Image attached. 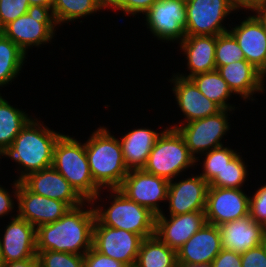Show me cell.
Returning a JSON list of instances; mask_svg holds the SVG:
<instances>
[{"instance_id": "1", "label": "cell", "mask_w": 266, "mask_h": 267, "mask_svg": "<svg viewBox=\"0 0 266 267\" xmlns=\"http://www.w3.org/2000/svg\"><path fill=\"white\" fill-rule=\"evenodd\" d=\"M95 220L91 201L70 208L59 220L36 228V250L84 255L92 248Z\"/></svg>"}, {"instance_id": "2", "label": "cell", "mask_w": 266, "mask_h": 267, "mask_svg": "<svg viewBox=\"0 0 266 267\" xmlns=\"http://www.w3.org/2000/svg\"><path fill=\"white\" fill-rule=\"evenodd\" d=\"M45 122L33 116L5 151L7 161L11 159L15 163V173H18L15 179L19 182L33 172L52 166L54 146L63 133L50 129Z\"/></svg>"}, {"instance_id": "3", "label": "cell", "mask_w": 266, "mask_h": 267, "mask_svg": "<svg viewBox=\"0 0 266 267\" xmlns=\"http://www.w3.org/2000/svg\"><path fill=\"white\" fill-rule=\"evenodd\" d=\"M91 203L96 219L102 225L124 229L140 235L143 239L153 236L155 233L156 215L148 208L128 199L118 189L101 190L91 200Z\"/></svg>"}, {"instance_id": "4", "label": "cell", "mask_w": 266, "mask_h": 267, "mask_svg": "<svg viewBox=\"0 0 266 267\" xmlns=\"http://www.w3.org/2000/svg\"><path fill=\"white\" fill-rule=\"evenodd\" d=\"M95 129L84 140L94 183L101 190L118 189L129 172L119 138L104 125Z\"/></svg>"}, {"instance_id": "5", "label": "cell", "mask_w": 266, "mask_h": 267, "mask_svg": "<svg viewBox=\"0 0 266 267\" xmlns=\"http://www.w3.org/2000/svg\"><path fill=\"white\" fill-rule=\"evenodd\" d=\"M75 137L64 133L59 137L54 146L52 166L85 201H91L101 189L94 183L85 141Z\"/></svg>"}, {"instance_id": "6", "label": "cell", "mask_w": 266, "mask_h": 267, "mask_svg": "<svg viewBox=\"0 0 266 267\" xmlns=\"http://www.w3.org/2000/svg\"><path fill=\"white\" fill-rule=\"evenodd\" d=\"M195 161L196 158L190 153L179 131L166 125L158 136L143 170L172 181L190 169L194 172Z\"/></svg>"}, {"instance_id": "7", "label": "cell", "mask_w": 266, "mask_h": 267, "mask_svg": "<svg viewBox=\"0 0 266 267\" xmlns=\"http://www.w3.org/2000/svg\"><path fill=\"white\" fill-rule=\"evenodd\" d=\"M60 30L52 9L42 5H30L26 14L4 26V36L15 43L28 56L29 51L51 44ZM54 39V40H53Z\"/></svg>"}, {"instance_id": "8", "label": "cell", "mask_w": 266, "mask_h": 267, "mask_svg": "<svg viewBox=\"0 0 266 267\" xmlns=\"http://www.w3.org/2000/svg\"><path fill=\"white\" fill-rule=\"evenodd\" d=\"M235 112L222 109L214 115L179 125L176 129L184 138L190 153L197 158L205 152L226 145L224 139L230 133V117Z\"/></svg>"}, {"instance_id": "9", "label": "cell", "mask_w": 266, "mask_h": 267, "mask_svg": "<svg viewBox=\"0 0 266 267\" xmlns=\"http://www.w3.org/2000/svg\"><path fill=\"white\" fill-rule=\"evenodd\" d=\"M234 13L238 14L230 0H186L185 34L217 36L228 32Z\"/></svg>"}, {"instance_id": "10", "label": "cell", "mask_w": 266, "mask_h": 267, "mask_svg": "<svg viewBox=\"0 0 266 267\" xmlns=\"http://www.w3.org/2000/svg\"><path fill=\"white\" fill-rule=\"evenodd\" d=\"M186 15V0H158L143 15V26L154 40L178 44L186 36Z\"/></svg>"}, {"instance_id": "11", "label": "cell", "mask_w": 266, "mask_h": 267, "mask_svg": "<svg viewBox=\"0 0 266 267\" xmlns=\"http://www.w3.org/2000/svg\"><path fill=\"white\" fill-rule=\"evenodd\" d=\"M168 186L169 181L166 179L138 169L129 170L118 190L128 199L158 215L165 210L163 204L167 201Z\"/></svg>"}, {"instance_id": "12", "label": "cell", "mask_w": 266, "mask_h": 267, "mask_svg": "<svg viewBox=\"0 0 266 267\" xmlns=\"http://www.w3.org/2000/svg\"><path fill=\"white\" fill-rule=\"evenodd\" d=\"M170 77L167 79L170 83L168 86L171 87L172 94L175 96L174 103L183 119L180 121L179 118V122L177 120L176 123L172 121V125L169 124L168 127L176 129L179 125L214 115L222 110L218 104L203 95L191 79L175 73Z\"/></svg>"}, {"instance_id": "13", "label": "cell", "mask_w": 266, "mask_h": 267, "mask_svg": "<svg viewBox=\"0 0 266 267\" xmlns=\"http://www.w3.org/2000/svg\"><path fill=\"white\" fill-rule=\"evenodd\" d=\"M189 175L183 174L179 176L180 178L169 181L166 201L168 207L165 206L167 209L162 215H182L205 211L209 184L198 172L189 173Z\"/></svg>"}, {"instance_id": "14", "label": "cell", "mask_w": 266, "mask_h": 267, "mask_svg": "<svg viewBox=\"0 0 266 267\" xmlns=\"http://www.w3.org/2000/svg\"><path fill=\"white\" fill-rule=\"evenodd\" d=\"M142 240L138 234L105 226L95 220L92 247L127 267L135 266Z\"/></svg>"}, {"instance_id": "15", "label": "cell", "mask_w": 266, "mask_h": 267, "mask_svg": "<svg viewBox=\"0 0 266 267\" xmlns=\"http://www.w3.org/2000/svg\"><path fill=\"white\" fill-rule=\"evenodd\" d=\"M249 215V191L209 187L205 216L209 224L220 226Z\"/></svg>"}, {"instance_id": "16", "label": "cell", "mask_w": 266, "mask_h": 267, "mask_svg": "<svg viewBox=\"0 0 266 267\" xmlns=\"http://www.w3.org/2000/svg\"><path fill=\"white\" fill-rule=\"evenodd\" d=\"M239 17L237 23H231L229 32L237 40L245 60L266 77V30L254 13Z\"/></svg>"}, {"instance_id": "17", "label": "cell", "mask_w": 266, "mask_h": 267, "mask_svg": "<svg viewBox=\"0 0 266 267\" xmlns=\"http://www.w3.org/2000/svg\"><path fill=\"white\" fill-rule=\"evenodd\" d=\"M17 216L35 228L59 220L70 207L63 201L37 195L18 181Z\"/></svg>"}, {"instance_id": "18", "label": "cell", "mask_w": 266, "mask_h": 267, "mask_svg": "<svg viewBox=\"0 0 266 267\" xmlns=\"http://www.w3.org/2000/svg\"><path fill=\"white\" fill-rule=\"evenodd\" d=\"M0 231H4L0 233L4 263L37 257L36 228L25 219L18 216L8 219Z\"/></svg>"}, {"instance_id": "19", "label": "cell", "mask_w": 266, "mask_h": 267, "mask_svg": "<svg viewBox=\"0 0 266 267\" xmlns=\"http://www.w3.org/2000/svg\"><path fill=\"white\" fill-rule=\"evenodd\" d=\"M216 70L236 95L234 102L238 96L245 103H257L259 99L256 96L266 92V77L246 60L229 63Z\"/></svg>"}, {"instance_id": "20", "label": "cell", "mask_w": 266, "mask_h": 267, "mask_svg": "<svg viewBox=\"0 0 266 267\" xmlns=\"http://www.w3.org/2000/svg\"><path fill=\"white\" fill-rule=\"evenodd\" d=\"M29 191L65 202L75 208L86 202L71 184L53 167L27 175L20 181Z\"/></svg>"}, {"instance_id": "21", "label": "cell", "mask_w": 266, "mask_h": 267, "mask_svg": "<svg viewBox=\"0 0 266 267\" xmlns=\"http://www.w3.org/2000/svg\"><path fill=\"white\" fill-rule=\"evenodd\" d=\"M206 223L205 211H195L182 215L158 214L155 218L154 235L177 251Z\"/></svg>"}, {"instance_id": "22", "label": "cell", "mask_w": 266, "mask_h": 267, "mask_svg": "<svg viewBox=\"0 0 266 267\" xmlns=\"http://www.w3.org/2000/svg\"><path fill=\"white\" fill-rule=\"evenodd\" d=\"M177 46L178 47L176 48H179L177 51H179L185 59L184 63L186 68L184 69L185 71H189L181 72V70H179V72H176L175 74L190 79L195 75L216 70V36H185L184 39L177 44Z\"/></svg>"}, {"instance_id": "23", "label": "cell", "mask_w": 266, "mask_h": 267, "mask_svg": "<svg viewBox=\"0 0 266 267\" xmlns=\"http://www.w3.org/2000/svg\"><path fill=\"white\" fill-rule=\"evenodd\" d=\"M222 249L219 226L206 223L177 250V262L210 264Z\"/></svg>"}, {"instance_id": "24", "label": "cell", "mask_w": 266, "mask_h": 267, "mask_svg": "<svg viewBox=\"0 0 266 267\" xmlns=\"http://www.w3.org/2000/svg\"><path fill=\"white\" fill-rule=\"evenodd\" d=\"M219 230L222 247L240 254L266 241V229L249 215L222 224Z\"/></svg>"}, {"instance_id": "25", "label": "cell", "mask_w": 266, "mask_h": 267, "mask_svg": "<svg viewBox=\"0 0 266 267\" xmlns=\"http://www.w3.org/2000/svg\"><path fill=\"white\" fill-rule=\"evenodd\" d=\"M137 127L128 129L130 131H126V133L122 132L119 138L123 159L128 170L144 168L158 136L165 129L164 127L160 128V132H158L159 128L155 131L151 127Z\"/></svg>"}, {"instance_id": "26", "label": "cell", "mask_w": 266, "mask_h": 267, "mask_svg": "<svg viewBox=\"0 0 266 267\" xmlns=\"http://www.w3.org/2000/svg\"><path fill=\"white\" fill-rule=\"evenodd\" d=\"M6 96L0 95V149L6 151L21 129L33 117L26 109L11 105ZM30 114V115H29Z\"/></svg>"}, {"instance_id": "27", "label": "cell", "mask_w": 266, "mask_h": 267, "mask_svg": "<svg viewBox=\"0 0 266 267\" xmlns=\"http://www.w3.org/2000/svg\"><path fill=\"white\" fill-rule=\"evenodd\" d=\"M190 79L194 82L203 95H205L209 100L218 104L222 109H241V107H236L234 103L229 102L236 95L232 92L227 82L221 77L217 70L198 74Z\"/></svg>"}, {"instance_id": "28", "label": "cell", "mask_w": 266, "mask_h": 267, "mask_svg": "<svg viewBox=\"0 0 266 267\" xmlns=\"http://www.w3.org/2000/svg\"><path fill=\"white\" fill-rule=\"evenodd\" d=\"M177 251L156 235L142 240L134 267H176Z\"/></svg>"}, {"instance_id": "29", "label": "cell", "mask_w": 266, "mask_h": 267, "mask_svg": "<svg viewBox=\"0 0 266 267\" xmlns=\"http://www.w3.org/2000/svg\"><path fill=\"white\" fill-rule=\"evenodd\" d=\"M28 57L30 56L10 39L5 36L0 38V91L19 79Z\"/></svg>"}, {"instance_id": "30", "label": "cell", "mask_w": 266, "mask_h": 267, "mask_svg": "<svg viewBox=\"0 0 266 267\" xmlns=\"http://www.w3.org/2000/svg\"><path fill=\"white\" fill-rule=\"evenodd\" d=\"M54 19L58 27L74 24L82 18H89L102 12L97 0H54L52 6ZM95 14V15H94ZM79 19V20H78Z\"/></svg>"}, {"instance_id": "31", "label": "cell", "mask_w": 266, "mask_h": 267, "mask_svg": "<svg viewBox=\"0 0 266 267\" xmlns=\"http://www.w3.org/2000/svg\"><path fill=\"white\" fill-rule=\"evenodd\" d=\"M244 159L247 160L243 157L242 152H239L209 183V187L245 189L249 185H245V183H249L248 181L251 179L248 177L251 172L248 170V166L252 165H248L249 162H245Z\"/></svg>"}, {"instance_id": "32", "label": "cell", "mask_w": 266, "mask_h": 267, "mask_svg": "<svg viewBox=\"0 0 266 267\" xmlns=\"http://www.w3.org/2000/svg\"><path fill=\"white\" fill-rule=\"evenodd\" d=\"M233 146L229 147L227 144L226 146L223 145L221 147L212 149L208 152H205L201 155H199L196 158V168L199 165L202 169H199L198 174L209 184L218 173H221V171L224 169V167L227 165L229 161H231L238 153L239 149H232ZM199 162V163H198Z\"/></svg>"}, {"instance_id": "33", "label": "cell", "mask_w": 266, "mask_h": 267, "mask_svg": "<svg viewBox=\"0 0 266 267\" xmlns=\"http://www.w3.org/2000/svg\"><path fill=\"white\" fill-rule=\"evenodd\" d=\"M241 60H245V57L234 36L229 31L217 35L215 47L216 69Z\"/></svg>"}, {"instance_id": "34", "label": "cell", "mask_w": 266, "mask_h": 267, "mask_svg": "<svg viewBox=\"0 0 266 267\" xmlns=\"http://www.w3.org/2000/svg\"><path fill=\"white\" fill-rule=\"evenodd\" d=\"M39 267H84V255L56 251H37Z\"/></svg>"}, {"instance_id": "35", "label": "cell", "mask_w": 266, "mask_h": 267, "mask_svg": "<svg viewBox=\"0 0 266 267\" xmlns=\"http://www.w3.org/2000/svg\"><path fill=\"white\" fill-rule=\"evenodd\" d=\"M253 190L249 191V216L266 229V183Z\"/></svg>"}, {"instance_id": "36", "label": "cell", "mask_w": 266, "mask_h": 267, "mask_svg": "<svg viewBox=\"0 0 266 267\" xmlns=\"http://www.w3.org/2000/svg\"><path fill=\"white\" fill-rule=\"evenodd\" d=\"M13 180V184L10 183L12 189L0 184V220L4 217L8 218L9 215L10 219L17 216V206L15 205H17L18 181Z\"/></svg>"}, {"instance_id": "37", "label": "cell", "mask_w": 266, "mask_h": 267, "mask_svg": "<svg viewBox=\"0 0 266 267\" xmlns=\"http://www.w3.org/2000/svg\"><path fill=\"white\" fill-rule=\"evenodd\" d=\"M28 0H0V21L5 26L27 13Z\"/></svg>"}, {"instance_id": "38", "label": "cell", "mask_w": 266, "mask_h": 267, "mask_svg": "<svg viewBox=\"0 0 266 267\" xmlns=\"http://www.w3.org/2000/svg\"><path fill=\"white\" fill-rule=\"evenodd\" d=\"M242 267H266V241L240 254Z\"/></svg>"}, {"instance_id": "39", "label": "cell", "mask_w": 266, "mask_h": 267, "mask_svg": "<svg viewBox=\"0 0 266 267\" xmlns=\"http://www.w3.org/2000/svg\"><path fill=\"white\" fill-rule=\"evenodd\" d=\"M84 267H127L120 261L107 257L102 253L90 248L84 254Z\"/></svg>"}, {"instance_id": "40", "label": "cell", "mask_w": 266, "mask_h": 267, "mask_svg": "<svg viewBox=\"0 0 266 267\" xmlns=\"http://www.w3.org/2000/svg\"><path fill=\"white\" fill-rule=\"evenodd\" d=\"M158 0H125V16L140 19Z\"/></svg>"}, {"instance_id": "41", "label": "cell", "mask_w": 266, "mask_h": 267, "mask_svg": "<svg viewBox=\"0 0 266 267\" xmlns=\"http://www.w3.org/2000/svg\"><path fill=\"white\" fill-rule=\"evenodd\" d=\"M212 267H242L240 253L222 249L213 259Z\"/></svg>"}, {"instance_id": "42", "label": "cell", "mask_w": 266, "mask_h": 267, "mask_svg": "<svg viewBox=\"0 0 266 267\" xmlns=\"http://www.w3.org/2000/svg\"><path fill=\"white\" fill-rule=\"evenodd\" d=\"M230 1H231L233 8L237 12H239L238 15L240 16L241 14L244 15L245 13H250V11L251 13H253L258 7L266 3V0H230Z\"/></svg>"}, {"instance_id": "43", "label": "cell", "mask_w": 266, "mask_h": 267, "mask_svg": "<svg viewBox=\"0 0 266 267\" xmlns=\"http://www.w3.org/2000/svg\"><path fill=\"white\" fill-rule=\"evenodd\" d=\"M98 5L102 11H113L114 15H118V13H122V18L125 16V0H97ZM117 11V12H116Z\"/></svg>"}, {"instance_id": "44", "label": "cell", "mask_w": 266, "mask_h": 267, "mask_svg": "<svg viewBox=\"0 0 266 267\" xmlns=\"http://www.w3.org/2000/svg\"><path fill=\"white\" fill-rule=\"evenodd\" d=\"M2 267H39V261L37 257H32L23 261L4 263Z\"/></svg>"}, {"instance_id": "45", "label": "cell", "mask_w": 266, "mask_h": 267, "mask_svg": "<svg viewBox=\"0 0 266 267\" xmlns=\"http://www.w3.org/2000/svg\"><path fill=\"white\" fill-rule=\"evenodd\" d=\"M253 13L263 23L265 30H266V3L264 5L258 7Z\"/></svg>"}, {"instance_id": "46", "label": "cell", "mask_w": 266, "mask_h": 267, "mask_svg": "<svg viewBox=\"0 0 266 267\" xmlns=\"http://www.w3.org/2000/svg\"><path fill=\"white\" fill-rule=\"evenodd\" d=\"M29 5H42L52 9L54 0H28Z\"/></svg>"}, {"instance_id": "47", "label": "cell", "mask_w": 266, "mask_h": 267, "mask_svg": "<svg viewBox=\"0 0 266 267\" xmlns=\"http://www.w3.org/2000/svg\"><path fill=\"white\" fill-rule=\"evenodd\" d=\"M176 267H212V264H187L184 262H177Z\"/></svg>"}, {"instance_id": "48", "label": "cell", "mask_w": 266, "mask_h": 267, "mask_svg": "<svg viewBox=\"0 0 266 267\" xmlns=\"http://www.w3.org/2000/svg\"><path fill=\"white\" fill-rule=\"evenodd\" d=\"M4 264V259L2 255V248H1V241H0V267H2Z\"/></svg>"}, {"instance_id": "49", "label": "cell", "mask_w": 266, "mask_h": 267, "mask_svg": "<svg viewBox=\"0 0 266 267\" xmlns=\"http://www.w3.org/2000/svg\"><path fill=\"white\" fill-rule=\"evenodd\" d=\"M4 37V25L0 21V38Z\"/></svg>"}, {"instance_id": "50", "label": "cell", "mask_w": 266, "mask_h": 267, "mask_svg": "<svg viewBox=\"0 0 266 267\" xmlns=\"http://www.w3.org/2000/svg\"><path fill=\"white\" fill-rule=\"evenodd\" d=\"M2 158H4L5 159V151H3V150H1L0 149V164H1V162H2ZM1 167V166H0ZM1 169V168H0Z\"/></svg>"}]
</instances>
